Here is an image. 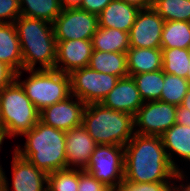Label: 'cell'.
<instances>
[{
    "instance_id": "1",
    "label": "cell",
    "mask_w": 190,
    "mask_h": 191,
    "mask_svg": "<svg viewBox=\"0 0 190 191\" xmlns=\"http://www.w3.org/2000/svg\"><path fill=\"white\" fill-rule=\"evenodd\" d=\"M177 174L161 136L135 133L124 146V180L134 183L173 182Z\"/></svg>"
},
{
    "instance_id": "2",
    "label": "cell",
    "mask_w": 190,
    "mask_h": 191,
    "mask_svg": "<svg viewBox=\"0 0 190 191\" xmlns=\"http://www.w3.org/2000/svg\"><path fill=\"white\" fill-rule=\"evenodd\" d=\"M23 58V70H51L55 67L57 41L53 24L20 16L15 22ZM41 67V68H40Z\"/></svg>"
},
{
    "instance_id": "3",
    "label": "cell",
    "mask_w": 190,
    "mask_h": 191,
    "mask_svg": "<svg viewBox=\"0 0 190 191\" xmlns=\"http://www.w3.org/2000/svg\"><path fill=\"white\" fill-rule=\"evenodd\" d=\"M65 134L63 130L38 121L23 135L26 137L24 147L17 145L14 151L47 174L65 169L67 168Z\"/></svg>"
},
{
    "instance_id": "4",
    "label": "cell",
    "mask_w": 190,
    "mask_h": 191,
    "mask_svg": "<svg viewBox=\"0 0 190 191\" xmlns=\"http://www.w3.org/2000/svg\"><path fill=\"white\" fill-rule=\"evenodd\" d=\"M82 127L98 145L125 146L135 134L131 114L109 109L101 103L86 105Z\"/></svg>"
},
{
    "instance_id": "5",
    "label": "cell",
    "mask_w": 190,
    "mask_h": 191,
    "mask_svg": "<svg viewBox=\"0 0 190 191\" xmlns=\"http://www.w3.org/2000/svg\"><path fill=\"white\" fill-rule=\"evenodd\" d=\"M39 115L16 79L0 91V124L7 137H22L37 124Z\"/></svg>"
},
{
    "instance_id": "6",
    "label": "cell",
    "mask_w": 190,
    "mask_h": 191,
    "mask_svg": "<svg viewBox=\"0 0 190 191\" xmlns=\"http://www.w3.org/2000/svg\"><path fill=\"white\" fill-rule=\"evenodd\" d=\"M24 71L30 75L20 80ZM16 80L39 111L71 96L70 76L59 70H22L16 73Z\"/></svg>"
},
{
    "instance_id": "7",
    "label": "cell",
    "mask_w": 190,
    "mask_h": 191,
    "mask_svg": "<svg viewBox=\"0 0 190 191\" xmlns=\"http://www.w3.org/2000/svg\"><path fill=\"white\" fill-rule=\"evenodd\" d=\"M83 170L114 191L124 180V146L97 145Z\"/></svg>"
},
{
    "instance_id": "8",
    "label": "cell",
    "mask_w": 190,
    "mask_h": 191,
    "mask_svg": "<svg viewBox=\"0 0 190 191\" xmlns=\"http://www.w3.org/2000/svg\"><path fill=\"white\" fill-rule=\"evenodd\" d=\"M69 76L71 95L78 97L86 105L101 103L119 79L115 75L97 72L88 66L73 70Z\"/></svg>"
},
{
    "instance_id": "9",
    "label": "cell",
    "mask_w": 190,
    "mask_h": 191,
    "mask_svg": "<svg viewBox=\"0 0 190 191\" xmlns=\"http://www.w3.org/2000/svg\"><path fill=\"white\" fill-rule=\"evenodd\" d=\"M177 106L163 101L144 102L134 116V132L161 136L176 123Z\"/></svg>"
},
{
    "instance_id": "10",
    "label": "cell",
    "mask_w": 190,
    "mask_h": 191,
    "mask_svg": "<svg viewBox=\"0 0 190 191\" xmlns=\"http://www.w3.org/2000/svg\"><path fill=\"white\" fill-rule=\"evenodd\" d=\"M98 27V16L79 8L62 9L53 22L56 41L91 40Z\"/></svg>"
},
{
    "instance_id": "11",
    "label": "cell",
    "mask_w": 190,
    "mask_h": 191,
    "mask_svg": "<svg viewBox=\"0 0 190 191\" xmlns=\"http://www.w3.org/2000/svg\"><path fill=\"white\" fill-rule=\"evenodd\" d=\"M164 20L153 8L140 9L129 32L130 47L161 48Z\"/></svg>"
},
{
    "instance_id": "12",
    "label": "cell",
    "mask_w": 190,
    "mask_h": 191,
    "mask_svg": "<svg viewBox=\"0 0 190 191\" xmlns=\"http://www.w3.org/2000/svg\"><path fill=\"white\" fill-rule=\"evenodd\" d=\"M86 104L71 95L66 100L45 107L40 111L39 121L63 131H70L82 125Z\"/></svg>"
},
{
    "instance_id": "13",
    "label": "cell",
    "mask_w": 190,
    "mask_h": 191,
    "mask_svg": "<svg viewBox=\"0 0 190 191\" xmlns=\"http://www.w3.org/2000/svg\"><path fill=\"white\" fill-rule=\"evenodd\" d=\"M92 54L91 40L57 41L54 69L70 74L73 70L87 67Z\"/></svg>"
},
{
    "instance_id": "14",
    "label": "cell",
    "mask_w": 190,
    "mask_h": 191,
    "mask_svg": "<svg viewBox=\"0 0 190 191\" xmlns=\"http://www.w3.org/2000/svg\"><path fill=\"white\" fill-rule=\"evenodd\" d=\"M143 103L132 76L119 78L115 87L101 102L109 109L125 112L133 117Z\"/></svg>"
},
{
    "instance_id": "15",
    "label": "cell",
    "mask_w": 190,
    "mask_h": 191,
    "mask_svg": "<svg viewBox=\"0 0 190 191\" xmlns=\"http://www.w3.org/2000/svg\"><path fill=\"white\" fill-rule=\"evenodd\" d=\"M13 191H46L48 174L13 150Z\"/></svg>"
},
{
    "instance_id": "16",
    "label": "cell",
    "mask_w": 190,
    "mask_h": 191,
    "mask_svg": "<svg viewBox=\"0 0 190 191\" xmlns=\"http://www.w3.org/2000/svg\"><path fill=\"white\" fill-rule=\"evenodd\" d=\"M65 153L67 168L84 169L98 145L89 133L81 126L66 131Z\"/></svg>"
},
{
    "instance_id": "17",
    "label": "cell",
    "mask_w": 190,
    "mask_h": 191,
    "mask_svg": "<svg viewBox=\"0 0 190 191\" xmlns=\"http://www.w3.org/2000/svg\"><path fill=\"white\" fill-rule=\"evenodd\" d=\"M139 11V8L125 1L112 0L98 15L99 27L129 33Z\"/></svg>"
},
{
    "instance_id": "18",
    "label": "cell",
    "mask_w": 190,
    "mask_h": 191,
    "mask_svg": "<svg viewBox=\"0 0 190 191\" xmlns=\"http://www.w3.org/2000/svg\"><path fill=\"white\" fill-rule=\"evenodd\" d=\"M161 139L171 165L178 173H183L173 155L190 162V127L175 123L161 135Z\"/></svg>"
},
{
    "instance_id": "19",
    "label": "cell",
    "mask_w": 190,
    "mask_h": 191,
    "mask_svg": "<svg viewBox=\"0 0 190 191\" xmlns=\"http://www.w3.org/2000/svg\"><path fill=\"white\" fill-rule=\"evenodd\" d=\"M0 61L16 73L23 70V58L15 23L0 24Z\"/></svg>"
},
{
    "instance_id": "20",
    "label": "cell",
    "mask_w": 190,
    "mask_h": 191,
    "mask_svg": "<svg viewBox=\"0 0 190 191\" xmlns=\"http://www.w3.org/2000/svg\"><path fill=\"white\" fill-rule=\"evenodd\" d=\"M129 76L162 70L161 48H133L127 50Z\"/></svg>"
},
{
    "instance_id": "21",
    "label": "cell",
    "mask_w": 190,
    "mask_h": 191,
    "mask_svg": "<svg viewBox=\"0 0 190 191\" xmlns=\"http://www.w3.org/2000/svg\"><path fill=\"white\" fill-rule=\"evenodd\" d=\"M88 67L97 72L115 75L118 78L129 76L126 53L93 50Z\"/></svg>"
},
{
    "instance_id": "22",
    "label": "cell",
    "mask_w": 190,
    "mask_h": 191,
    "mask_svg": "<svg viewBox=\"0 0 190 191\" xmlns=\"http://www.w3.org/2000/svg\"><path fill=\"white\" fill-rule=\"evenodd\" d=\"M91 42L98 51L127 53L130 48L129 33L118 29L98 27Z\"/></svg>"
},
{
    "instance_id": "23",
    "label": "cell",
    "mask_w": 190,
    "mask_h": 191,
    "mask_svg": "<svg viewBox=\"0 0 190 191\" xmlns=\"http://www.w3.org/2000/svg\"><path fill=\"white\" fill-rule=\"evenodd\" d=\"M190 49V22L164 21L161 49Z\"/></svg>"
},
{
    "instance_id": "24",
    "label": "cell",
    "mask_w": 190,
    "mask_h": 191,
    "mask_svg": "<svg viewBox=\"0 0 190 191\" xmlns=\"http://www.w3.org/2000/svg\"><path fill=\"white\" fill-rule=\"evenodd\" d=\"M21 15L51 24L61 14L60 0H19Z\"/></svg>"
},
{
    "instance_id": "25",
    "label": "cell",
    "mask_w": 190,
    "mask_h": 191,
    "mask_svg": "<svg viewBox=\"0 0 190 191\" xmlns=\"http://www.w3.org/2000/svg\"><path fill=\"white\" fill-rule=\"evenodd\" d=\"M132 77L144 102L158 101L160 99L164 83L163 70L134 74Z\"/></svg>"
},
{
    "instance_id": "26",
    "label": "cell",
    "mask_w": 190,
    "mask_h": 191,
    "mask_svg": "<svg viewBox=\"0 0 190 191\" xmlns=\"http://www.w3.org/2000/svg\"><path fill=\"white\" fill-rule=\"evenodd\" d=\"M190 49H162V70L164 73L186 78L190 65Z\"/></svg>"
},
{
    "instance_id": "27",
    "label": "cell",
    "mask_w": 190,
    "mask_h": 191,
    "mask_svg": "<svg viewBox=\"0 0 190 191\" xmlns=\"http://www.w3.org/2000/svg\"><path fill=\"white\" fill-rule=\"evenodd\" d=\"M153 8L164 21L190 22V0H154Z\"/></svg>"
},
{
    "instance_id": "28",
    "label": "cell",
    "mask_w": 190,
    "mask_h": 191,
    "mask_svg": "<svg viewBox=\"0 0 190 191\" xmlns=\"http://www.w3.org/2000/svg\"><path fill=\"white\" fill-rule=\"evenodd\" d=\"M189 87L190 83L186 78L164 73V83L159 100L180 106Z\"/></svg>"
},
{
    "instance_id": "29",
    "label": "cell",
    "mask_w": 190,
    "mask_h": 191,
    "mask_svg": "<svg viewBox=\"0 0 190 191\" xmlns=\"http://www.w3.org/2000/svg\"><path fill=\"white\" fill-rule=\"evenodd\" d=\"M47 190L78 191V168H65L49 173Z\"/></svg>"
},
{
    "instance_id": "30",
    "label": "cell",
    "mask_w": 190,
    "mask_h": 191,
    "mask_svg": "<svg viewBox=\"0 0 190 191\" xmlns=\"http://www.w3.org/2000/svg\"><path fill=\"white\" fill-rule=\"evenodd\" d=\"M175 182L134 183L123 180L114 191H173Z\"/></svg>"
},
{
    "instance_id": "31",
    "label": "cell",
    "mask_w": 190,
    "mask_h": 191,
    "mask_svg": "<svg viewBox=\"0 0 190 191\" xmlns=\"http://www.w3.org/2000/svg\"><path fill=\"white\" fill-rule=\"evenodd\" d=\"M20 16L19 0H0V24L14 23Z\"/></svg>"
},
{
    "instance_id": "32",
    "label": "cell",
    "mask_w": 190,
    "mask_h": 191,
    "mask_svg": "<svg viewBox=\"0 0 190 191\" xmlns=\"http://www.w3.org/2000/svg\"><path fill=\"white\" fill-rule=\"evenodd\" d=\"M78 191H111L83 169H78Z\"/></svg>"
},
{
    "instance_id": "33",
    "label": "cell",
    "mask_w": 190,
    "mask_h": 191,
    "mask_svg": "<svg viewBox=\"0 0 190 191\" xmlns=\"http://www.w3.org/2000/svg\"><path fill=\"white\" fill-rule=\"evenodd\" d=\"M111 1L112 0H82V4L79 9L98 16Z\"/></svg>"
},
{
    "instance_id": "34",
    "label": "cell",
    "mask_w": 190,
    "mask_h": 191,
    "mask_svg": "<svg viewBox=\"0 0 190 191\" xmlns=\"http://www.w3.org/2000/svg\"><path fill=\"white\" fill-rule=\"evenodd\" d=\"M16 79V72L6 63L0 61V91Z\"/></svg>"
},
{
    "instance_id": "35",
    "label": "cell",
    "mask_w": 190,
    "mask_h": 191,
    "mask_svg": "<svg viewBox=\"0 0 190 191\" xmlns=\"http://www.w3.org/2000/svg\"><path fill=\"white\" fill-rule=\"evenodd\" d=\"M176 123L190 127V110L182 107L181 105L177 106Z\"/></svg>"
},
{
    "instance_id": "36",
    "label": "cell",
    "mask_w": 190,
    "mask_h": 191,
    "mask_svg": "<svg viewBox=\"0 0 190 191\" xmlns=\"http://www.w3.org/2000/svg\"><path fill=\"white\" fill-rule=\"evenodd\" d=\"M187 176L185 175V171L183 173H178L175 177V182H181L180 186L175 185L176 183H174V188L173 191H190V183L184 184L185 181L184 179H186ZM183 181V182H182Z\"/></svg>"
},
{
    "instance_id": "37",
    "label": "cell",
    "mask_w": 190,
    "mask_h": 191,
    "mask_svg": "<svg viewBox=\"0 0 190 191\" xmlns=\"http://www.w3.org/2000/svg\"><path fill=\"white\" fill-rule=\"evenodd\" d=\"M127 4L136 6L139 9H146L153 7L154 0H122Z\"/></svg>"
},
{
    "instance_id": "38",
    "label": "cell",
    "mask_w": 190,
    "mask_h": 191,
    "mask_svg": "<svg viewBox=\"0 0 190 191\" xmlns=\"http://www.w3.org/2000/svg\"><path fill=\"white\" fill-rule=\"evenodd\" d=\"M62 9H76L80 8L82 0H60Z\"/></svg>"
},
{
    "instance_id": "39",
    "label": "cell",
    "mask_w": 190,
    "mask_h": 191,
    "mask_svg": "<svg viewBox=\"0 0 190 191\" xmlns=\"http://www.w3.org/2000/svg\"><path fill=\"white\" fill-rule=\"evenodd\" d=\"M5 172L0 164V191H5Z\"/></svg>"
},
{
    "instance_id": "40",
    "label": "cell",
    "mask_w": 190,
    "mask_h": 191,
    "mask_svg": "<svg viewBox=\"0 0 190 191\" xmlns=\"http://www.w3.org/2000/svg\"><path fill=\"white\" fill-rule=\"evenodd\" d=\"M181 106L190 110V87H189L187 94L184 96Z\"/></svg>"
},
{
    "instance_id": "41",
    "label": "cell",
    "mask_w": 190,
    "mask_h": 191,
    "mask_svg": "<svg viewBox=\"0 0 190 191\" xmlns=\"http://www.w3.org/2000/svg\"><path fill=\"white\" fill-rule=\"evenodd\" d=\"M7 137L4 128L2 127V125L0 124V150H1V146L2 143L4 142L5 138Z\"/></svg>"
},
{
    "instance_id": "42",
    "label": "cell",
    "mask_w": 190,
    "mask_h": 191,
    "mask_svg": "<svg viewBox=\"0 0 190 191\" xmlns=\"http://www.w3.org/2000/svg\"><path fill=\"white\" fill-rule=\"evenodd\" d=\"M9 181L7 180V177H5V191H11V189H9Z\"/></svg>"
},
{
    "instance_id": "43",
    "label": "cell",
    "mask_w": 190,
    "mask_h": 191,
    "mask_svg": "<svg viewBox=\"0 0 190 191\" xmlns=\"http://www.w3.org/2000/svg\"><path fill=\"white\" fill-rule=\"evenodd\" d=\"M190 63V62H189ZM186 79L188 80V82L190 83V65L188 67V73H187V77Z\"/></svg>"
}]
</instances>
